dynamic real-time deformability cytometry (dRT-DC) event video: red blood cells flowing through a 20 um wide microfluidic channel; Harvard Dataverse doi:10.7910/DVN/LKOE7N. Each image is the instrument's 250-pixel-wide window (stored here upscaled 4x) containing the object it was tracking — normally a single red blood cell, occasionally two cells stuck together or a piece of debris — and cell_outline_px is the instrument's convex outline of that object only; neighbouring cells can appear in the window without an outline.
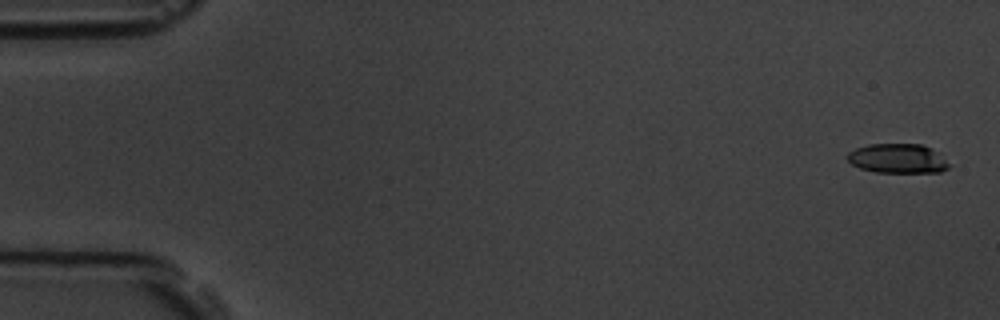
{"species": "common noctule bat (a hibernating species)", "species_latin": "Nyctalus noctula", "temperature_condition": "room temperature", "stored_images_in_passage": 5, "camera_frame_rate_fps": 3000, "um_per_image_px": 0.085, "animal": {"sex": "male", "body_mass_g": 19.5, "forearm_length_mm": 54.6}, "frame": {"image": 1, "passage_image": 1, "time_ms": 0.0, "image_size_px": [1000, 320], "cell_outline_px": [[948, 168], [940, 172], [876, 172], [860, 168], [852, 164], [848, 160], [848, 152], [856, 148], [868, 144], [920, 144], [928, 148], [944, 160], [948, 164]], "centroid_in_image_um": [76.23, 13.48], "position_along_channel_um": 8.8, "area_um2": 16.94}}
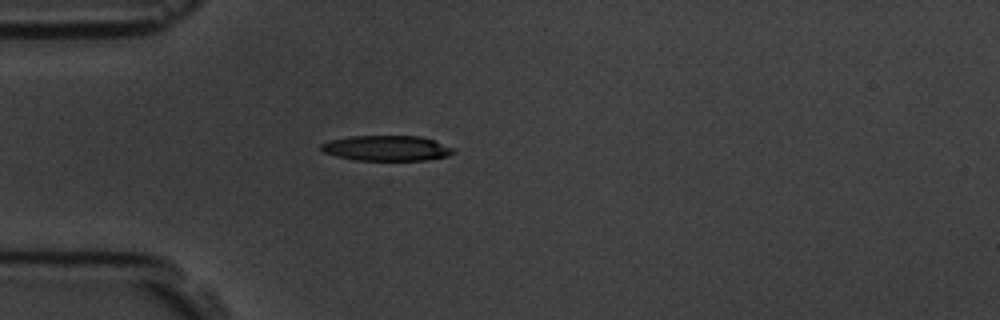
{"frame": {"image": 2, "passage_image": 5, "time_ms": 4.667, "image_size_px": [1000, 320], "cell_outline_px": [[456, 152], [448, 156], [428, 160], [352, 160], [336, 156], [324, 152], [320, 148], [320, 144], [328, 140], [348, 136], [420, 136], [456, 148]], "centroid_in_image_um": [32.86, 12.59], "position_along_channel_um": 52.1, "area_um2": 19.71}}